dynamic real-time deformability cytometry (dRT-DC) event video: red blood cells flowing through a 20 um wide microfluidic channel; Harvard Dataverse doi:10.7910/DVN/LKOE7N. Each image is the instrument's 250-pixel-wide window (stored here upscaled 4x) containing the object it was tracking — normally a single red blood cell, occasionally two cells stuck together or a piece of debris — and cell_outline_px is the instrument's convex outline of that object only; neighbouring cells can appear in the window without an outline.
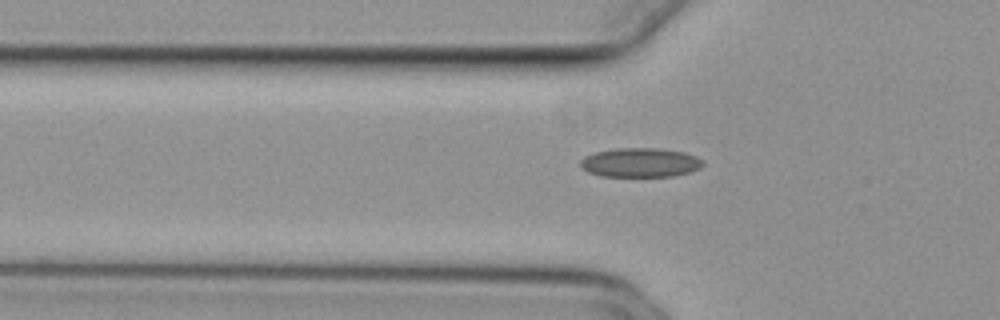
{"species": "common noctule bat (a hibernating species)", "species_latin": "Nyctalus noctula", "temperature_condition": "cold", "stored_images_in_passage": 38, "camera_frame_rate_fps": 3000, "um_per_image_px": 0.085, "animal": {"sex": "female", "body_mass_g": 29.2, "forearm_length_mm": 56.3}, "frame": {"image": 1, "passage_image": 6, "time_ms": 1.667, "image_size_px": [1000, 320], "cell_outline_px": [[704, 164], [700, 168], [688, 172], [672, 176], [600, 176], [588, 172], [580, 164], [580, 160], [584, 156], [596, 152], [616, 148], [656, 148], [684, 152], [696, 156], [704, 160]], "centroid_in_image_um": [54.43, 13.81], "position_along_channel_um": 71.4, "area_um2": 20.81}}
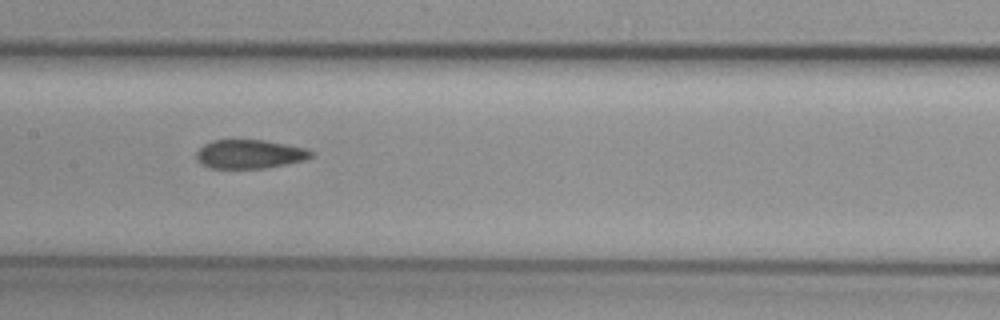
{"frame": {"image": 2, "passage_image": 15, "time_ms": 4.667, "image_size_px": [1000, 320], "cell_outline_px": [[312, 156], [304, 160], [264, 168], [212, 168], [200, 164], [196, 160], [196, 152], [204, 144], [212, 140], [264, 140], [304, 148], [312, 152]], "centroid_in_image_um": [21.15, 13.1], "position_along_channel_um": 186.2, "area_um2": 19.07}}
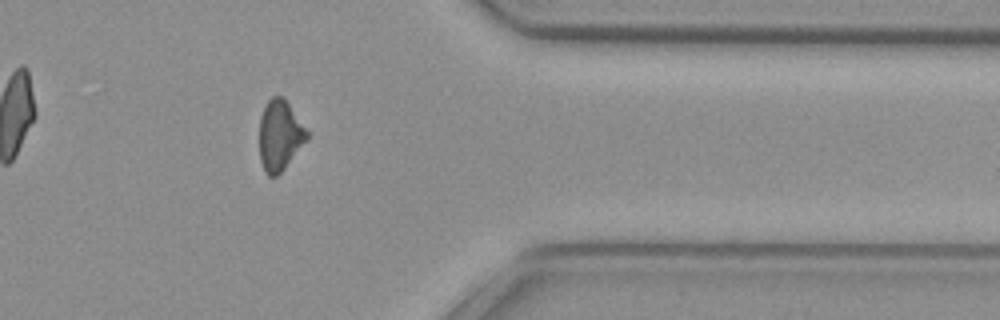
{"frame": {"image": 3, "passage_image": 32, "time_ms": 10.333, "image_size_px": [1000, 320], "cell_outline_px": [[308, 140], [284, 168], [276, 176], [268, 176], [264, 172], [260, 160], [260, 116], [268, 100], [272, 96], [284, 96], [308, 132]], "centroid_in_image_um": [23.78, 11.5], "position_along_channel_um": 387.6, "area_um2": 19.48}, "authors_computed_cell_mechanics": {"area_um2": 20.3167, "velocity_mm_per_s": 3.8159, "shape_relaxation_time_tau1_ms": null, "shape_relaxation_time_tau2_ms": 4.7398, "deformation_change_tau1": null, "deformation_change_tau2": 0.0974}}